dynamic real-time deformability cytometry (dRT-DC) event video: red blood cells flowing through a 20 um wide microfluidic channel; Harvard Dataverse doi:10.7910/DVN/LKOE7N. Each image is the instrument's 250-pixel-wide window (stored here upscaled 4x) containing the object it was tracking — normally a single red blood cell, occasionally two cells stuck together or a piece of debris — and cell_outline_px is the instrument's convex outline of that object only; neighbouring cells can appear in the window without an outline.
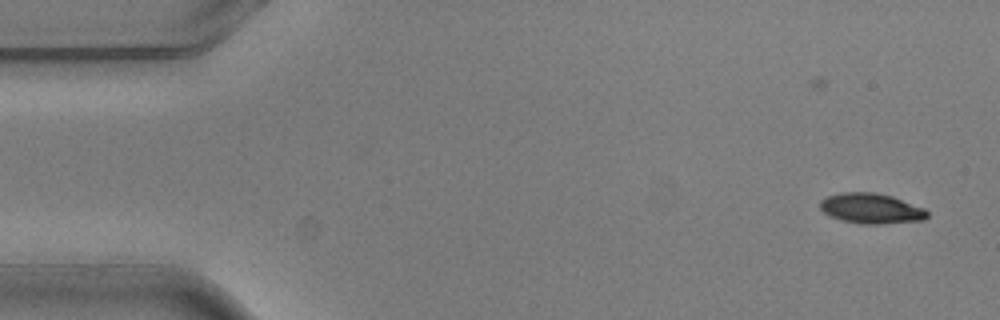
{"species": "common noctule bat (a hibernating species)", "species_latin": "Nyctalus noctula", "temperature_condition": "warm", "stored_images_in_passage": 6, "camera_frame_rate_fps": 3000, "um_per_image_px": 0.085, "animal": {"sex": "male", "body_mass_g": 20.5, "forearm_length_mm": 52.5}, "frame": {"image": 1, "passage_image": 2, "time_ms": 0.333, "image_size_px": [1000, 320], "cell_outline_px": [[928, 216], [924, 220], [880, 224], [860, 224], [844, 220], [832, 216], [824, 212], [820, 208], [820, 200], [828, 196], [844, 192], [872, 192], [892, 196], [924, 208], [928, 212]], "centroid_in_image_um": [74.07, 17.72], "position_along_channel_um": 10.9, "area_um2": 18.73}}
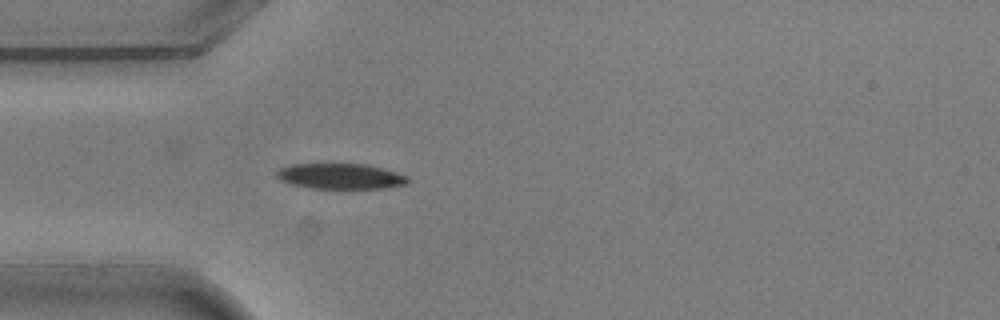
{"frame": {"image": 2, "passage_image": 6, "time_ms": 1.667, "image_size_px": [1000, 320], "cell_outline_px": [[408, 184], [388, 188], [312, 188], [292, 184], [280, 180], [276, 176], [276, 172], [280, 168], [292, 164], [328, 160], [368, 164], [396, 172], [408, 176]], "centroid_in_image_um": [28.91, 14.92], "position_along_channel_um": 56.1, "area_um2": 20.58}}